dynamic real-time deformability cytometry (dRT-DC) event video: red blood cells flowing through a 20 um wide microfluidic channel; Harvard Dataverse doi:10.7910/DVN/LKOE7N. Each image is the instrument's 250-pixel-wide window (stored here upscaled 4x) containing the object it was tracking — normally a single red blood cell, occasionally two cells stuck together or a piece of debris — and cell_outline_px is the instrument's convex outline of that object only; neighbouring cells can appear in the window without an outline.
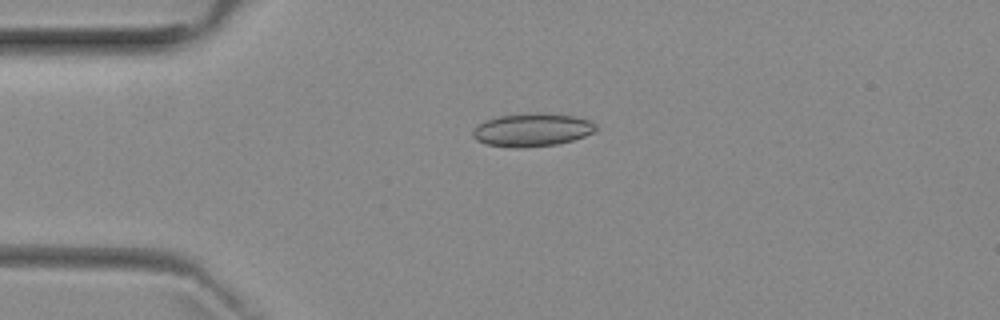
{"species": "common noctule bat (a hibernating species)", "species_latin": "Nyctalus noctula", "temperature_condition": "room temperature", "stored_images_in_passage": 4, "camera_frame_rate_fps": 3000, "um_per_image_px": 0.085, "animal": {"sex": "female", "body_mass_g": 29.2, "forearm_length_mm": 56.3}, "frame": {"image": 1, "passage_image": 4, "time_ms": 3.667, "image_size_px": [1000, 320], "cell_outline_px": [[596, 128], [592, 132], [584, 136], [572, 140], [556, 144], [520, 148], [516, 148], [488, 144], [476, 140], [472, 136], [472, 132], [476, 124], [484, 120], [500, 116], [536, 112], [544, 112], [572, 116], [588, 120], [596, 124]], "centroid_in_image_um": [45.18, 11.03], "position_along_channel_um": 39.8, "area_um2": 23.7}}